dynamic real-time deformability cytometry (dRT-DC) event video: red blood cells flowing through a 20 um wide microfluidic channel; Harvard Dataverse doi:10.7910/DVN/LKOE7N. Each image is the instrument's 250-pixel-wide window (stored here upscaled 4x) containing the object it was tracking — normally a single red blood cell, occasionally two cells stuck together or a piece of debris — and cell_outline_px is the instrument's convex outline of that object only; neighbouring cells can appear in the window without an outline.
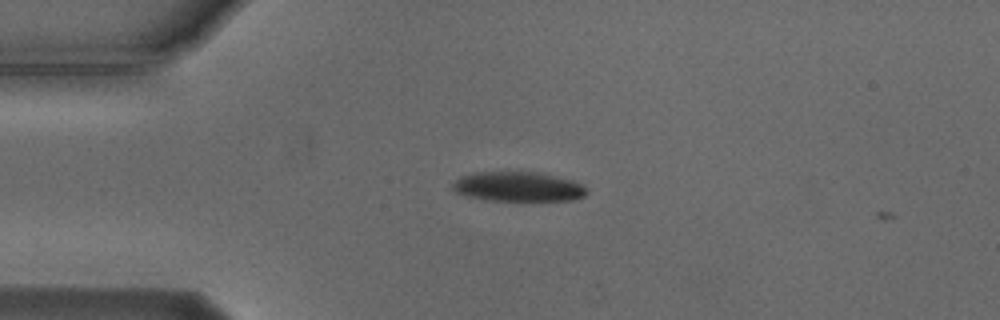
{"species": "Egyptian fruit bat (a non-hibernating species)", "species_latin": "Rousettus aegyptiacus", "temperature_condition": "cold", "stored_images_in_passage": 2, "camera_frame_rate_fps": 3000, "um_per_image_px": 0.085, "animal": {"sex": "male"}, "frame": {"image": 1, "passage_image": 1, "time_ms": 0.0, "image_size_px": [1000, 320], "cell_outline_px": [[588, 192], [584, 196], [572, 200], [484, 200], [468, 196], [456, 192], [452, 188], [452, 184], [460, 176], [476, 172], [532, 172], [572, 180], [580, 184]], "centroid_in_image_um": [43.99, 15.87], "position_along_channel_um": 41.0, "area_um2": 22.77}}